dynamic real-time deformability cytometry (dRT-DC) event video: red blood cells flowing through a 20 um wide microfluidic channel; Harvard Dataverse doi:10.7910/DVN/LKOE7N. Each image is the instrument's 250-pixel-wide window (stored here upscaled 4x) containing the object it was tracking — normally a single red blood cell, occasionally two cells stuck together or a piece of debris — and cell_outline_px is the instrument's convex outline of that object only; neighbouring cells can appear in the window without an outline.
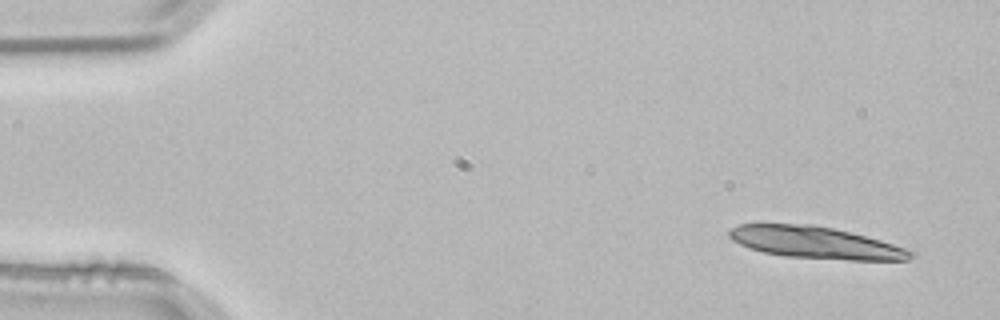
{"species": "common noctule bat (a hibernating species)", "species_latin": "Nyctalus noctula", "temperature_condition": "room temperature", "stored_images_in_passage": 3, "camera_frame_rate_fps": 3000, "um_per_image_px": 0.085, "animal": {"sex": "male", "body_mass_g": 21.5, "forearm_length_mm": 52.0}, "frame": {"image": 1, "passage_image": 1, "time_ms": 0.0, "image_size_px": [1000, 320], "cell_outline_px": [[916, 256], [908, 260], [848, 260], [784, 256], [764, 252], [748, 248], [732, 240], [728, 236], [728, 232], [732, 228], [740, 224], [812, 224], [832, 228], [880, 240], [916, 252]], "centroid_in_image_um": [69.32, 20.63], "position_along_channel_um": 15.7, "area_um2": 33.58}}